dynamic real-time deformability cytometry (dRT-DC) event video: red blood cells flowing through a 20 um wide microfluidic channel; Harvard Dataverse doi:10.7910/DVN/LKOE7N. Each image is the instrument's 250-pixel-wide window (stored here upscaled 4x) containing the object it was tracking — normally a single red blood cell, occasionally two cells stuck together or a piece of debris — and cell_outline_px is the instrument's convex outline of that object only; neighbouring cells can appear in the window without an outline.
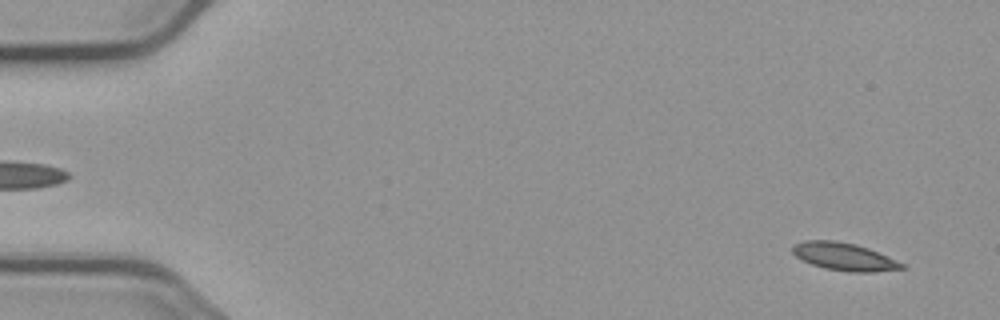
{"species": "common noctule bat (a hibernating species)", "species_latin": "Nyctalus noctula", "temperature_condition": "cold", "stored_images_in_passage": 57, "camera_frame_rate_fps": 3000, "um_per_image_px": 0.085, "animal": {"sex": "male", "body_mass_g": 23.1, "forearm_length_mm": 52.7}, "frame": {"image": 1, "passage_image": 4, "time_ms": 1.0, "image_size_px": [1000, 320], "cell_outline_px": [[904, 268], [872, 272], [848, 272], [824, 268], [812, 264], [796, 256], [792, 252], [792, 244], [804, 240], [836, 240], [856, 244], [868, 248], [904, 264]], "centroid_in_image_um": [71.7, 21.8], "position_along_channel_um": 13.3, "area_um2": 17.51}}
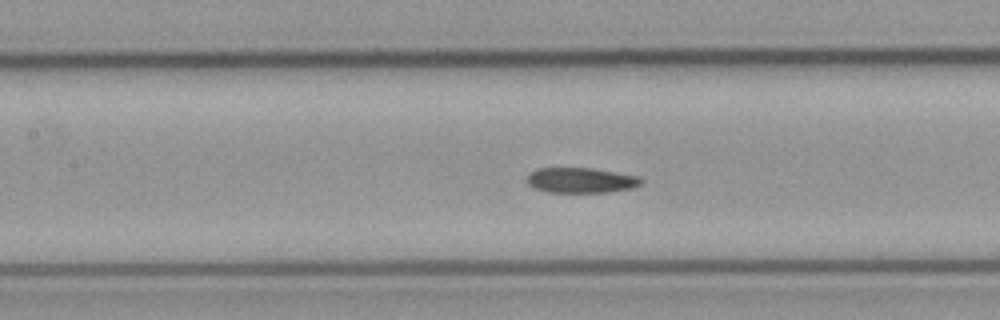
{"frame": {"image": 2, "passage_image": 26, "time_ms": 8.333, "image_size_px": [1000, 320], "cell_outline_px": [[644, 180], [640, 184], [632, 188], [608, 192], [548, 192], [536, 188], [528, 184], [528, 176], [536, 168], [592, 168], [640, 176]], "centroid_in_image_um": [49.42, 15.32], "position_along_channel_um": 158.0, "area_um2": 16.7}}
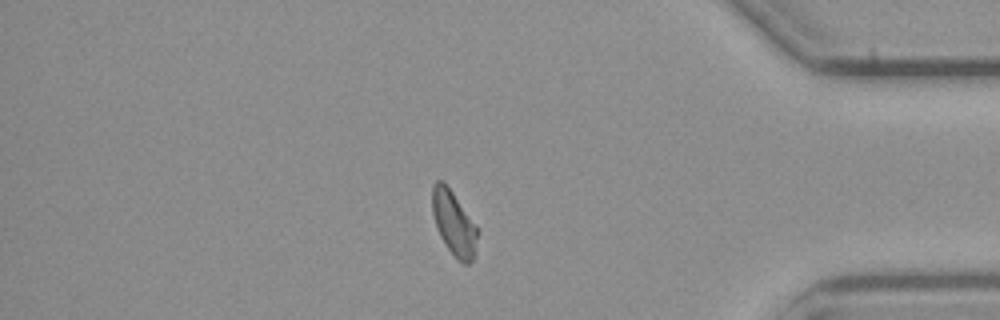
{"frame": {"image": 3, "passage_image": 48, "time_ms": 15.667, "image_size_px": [1000, 320], "cell_outline_px": [[480, 232], [472, 260], [468, 264], [464, 264], [456, 260], [440, 236], [436, 228], [432, 212], [432, 184], [436, 180], [440, 180], [452, 192]], "centroid_in_image_um": [38.57, 19.01], "position_along_channel_um": 396.6, "area_um2": 16.82}}